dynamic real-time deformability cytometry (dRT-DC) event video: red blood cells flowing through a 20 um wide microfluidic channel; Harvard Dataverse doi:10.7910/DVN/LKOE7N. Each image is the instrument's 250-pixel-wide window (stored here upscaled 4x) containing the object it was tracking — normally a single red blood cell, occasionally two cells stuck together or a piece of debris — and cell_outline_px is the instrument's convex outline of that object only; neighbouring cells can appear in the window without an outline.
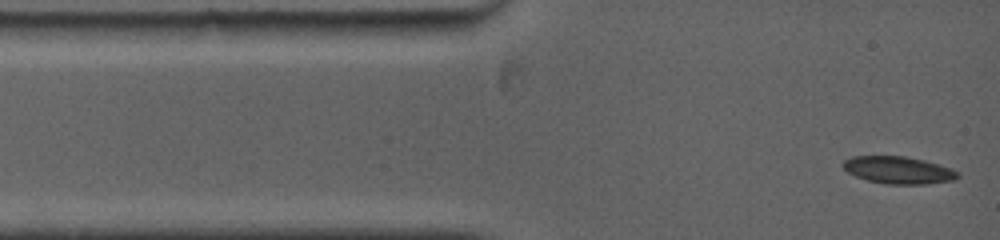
{"species": "common noctule bat (a hibernating species)", "species_latin": "Nyctalus noctula", "temperature_condition": "warm", "stored_images_in_passage": 33, "camera_frame_rate_fps": 5000, "um_per_image_px": 0.085, "animal": {"sex": "female", "body_mass_g": 19.0, "forearm_length_mm": 53.3}, "frame": {"image": 1, "passage_image": 1, "time_ms": 0.0, "image_size_px": [1000, 240], "cell_outline_px": [[960, 176], [956, 180], [928, 184], [884, 184], [868, 180], [856, 176], [848, 172], [840, 164], [844, 160], [852, 156], [904, 156], [924, 160], [952, 168], [960, 172]], "centroid_in_image_um": [76.4, 14.46], "position_along_channel_um": 8.6, "area_um2": 18.44}}
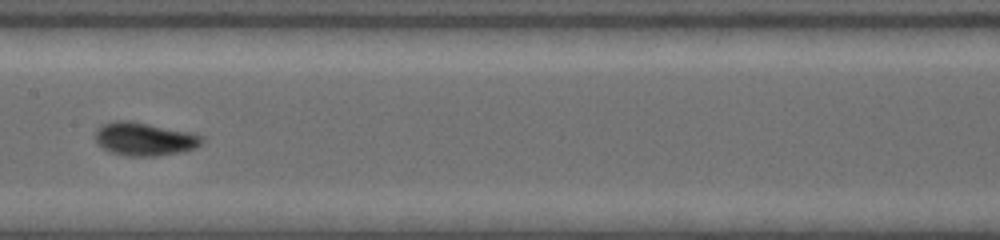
{"frame": {"image": 2, "passage_image": 15, "time_ms": 5.8, "image_size_px": [1000, 240], "cell_outline_px": [[204, 140], [196, 148], [180, 152], [156, 156], [128, 156], [108, 152], [96, 144], [96, 128], [100, 124], [116, 120], [132, 120], [192, 132], [204, 136]], "centroid_in_image_um": [12.26, 11.8], "position_along_channel_um": 195.1, "area_um2": 21.15}}
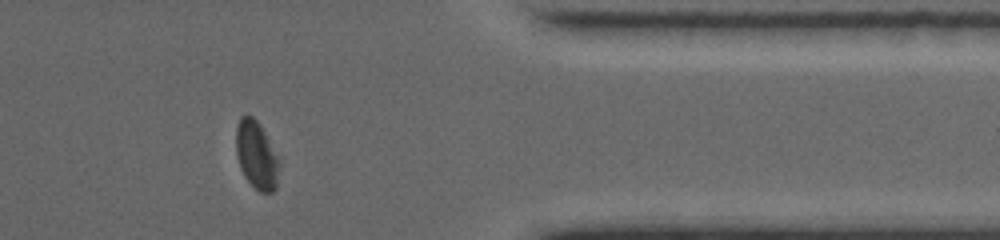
{"frame": {"image": 3, "passage_image": 28, "time_ms": 11.2, "image_size_px": [1000, 240], "cell_outline_px": [[280, 164], [276, 188], [272, 192], [260, 192], [244, 176], [240, 168], [236, 156], [236, 128], [240, 116], [252, 116], [260, 124], [280, 160]], "centroid_in_image_um": [21.8, 13.18], "position_along_channel_um": 389.6, "area_um2": 17.11}, "authors_computed_cell_mechanics": {"area_um2": 19.074, "velocity_mm_per_s": 3.9296, "shape_relaxation_time_tau1_ms": 3.0314, "shape_relaxation_time_tau2_ms": 2.0566, "deformation_change_tau1": 0.1353, "deformation_change_tau2": 0.0442}}